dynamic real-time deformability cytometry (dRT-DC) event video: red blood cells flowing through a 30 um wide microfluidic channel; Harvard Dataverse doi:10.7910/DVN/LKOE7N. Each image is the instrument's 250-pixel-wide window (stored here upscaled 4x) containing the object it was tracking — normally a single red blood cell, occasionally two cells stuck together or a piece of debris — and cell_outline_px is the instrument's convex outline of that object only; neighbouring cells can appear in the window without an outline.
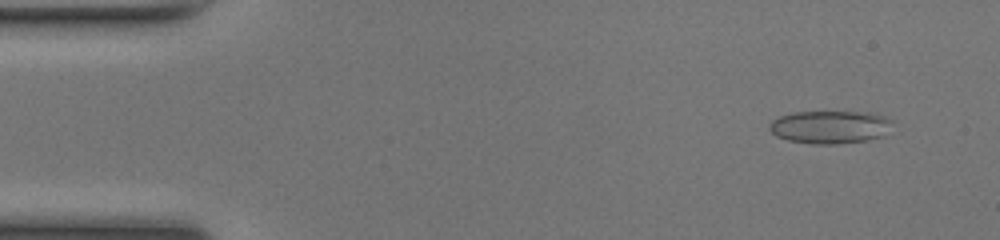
{"species": "common noctule bat (a hibernating species)", "species_latin": "Nyctalus noctula", "temperature_condition": "room temperature", "stored_images_in_passage": 49, "camera_frame_rate_fps": 3000, "um_per_image_px": 0.085, "animal": {"sex": "female", "body_mass_g": 17.0, "forearm_length_mm": 48.0}, "frame": {"image": 1, "passage_image": 4, "time_ms": 1.0, "image_size_px": [1000, 240], "cell_outline_px": [[892, 120], [884, 136], [868, 140], [836, 144], [812, 144], [788, 140], [776, 136], [768, 128], [768, 124], [772, 120], [780, 116], [792, 112], [868, 112], [884, 116]], "centroid_in_image_um": [70.52, 10.8], "position_along_channel_um": 14.5, "area_um2": 23.64}}
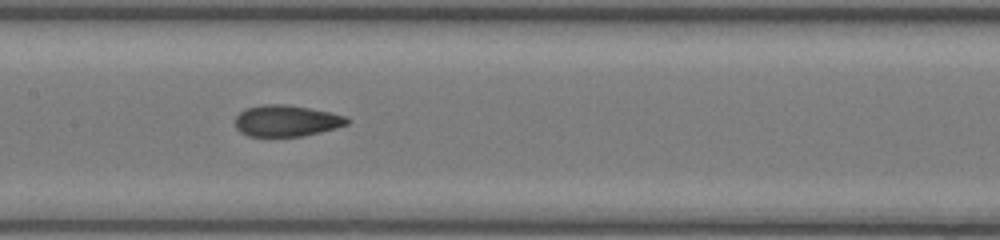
{"frame": {"image": 2, "passage_image": 24, "time_ms": 7.667, "image_size_px": [1000, 240], "cell_outline_px": [[352, 120], [348, 124], [336, 128], [320, 132], [300, 136], [248, 136], [240, 132], [236, 128], [236, 116], [244, 108], [264, 104], [284, 104], [308, 108], [348, 116]], "centroid_in_image_um": [24.36, 10.26], "position_along_channel_um": 183.0, "area_um2": 20.46}}
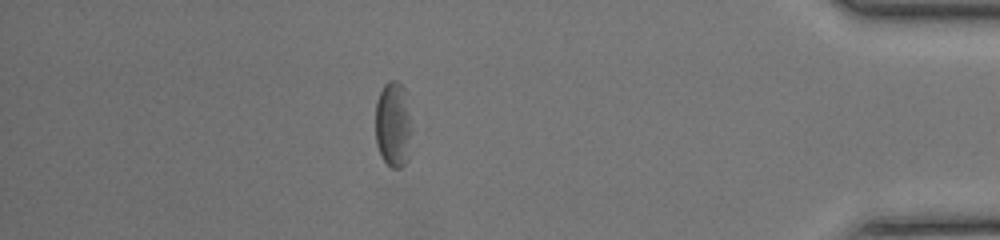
{"frame": {"image": 3, "passage_image": 43, "time_ms": 14.0, "image_size_px": [1000, 240], "cell_outline_px": [[408, 160], [400, 168], [392, 168], [380, 156], [376, 144], [376, 100], [384, 84], [388, 80], [396, 80], [408, 92]], "centroid_in_image_um": [33.38, 10.54], "position_along_channel_um": 401.8, "area_um2": 17.8}, "authors_computed_cell_mechanics": {"area_um2": 20.7502, "velocity_mm_per_s": 4.1827, "shape_relaxation_time_tau1_ms": null, "shape_relaxation_time_tau2_ms": 2.3795, "deformation_change_tau1": null, "deformation_change_tau2": 0.0937}}